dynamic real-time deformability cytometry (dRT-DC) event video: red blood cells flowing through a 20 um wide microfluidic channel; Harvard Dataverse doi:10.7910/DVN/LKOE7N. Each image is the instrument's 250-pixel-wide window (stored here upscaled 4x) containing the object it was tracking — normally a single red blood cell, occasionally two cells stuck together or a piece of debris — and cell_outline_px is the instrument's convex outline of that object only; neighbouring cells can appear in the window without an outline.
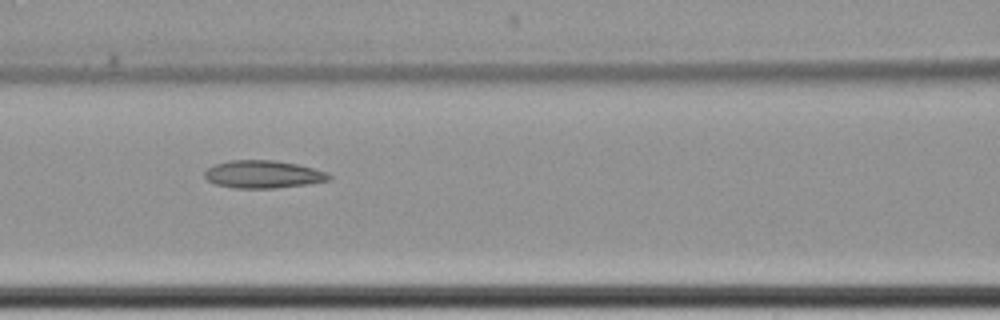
{"species": "common noctule bat (a hibernating species)", "species_latin": "Nyctalus noctula", "temperature_condition": "cold", "stored_images_in_passage": 10, "camera_frame_rate_fps": 3000, "um_per_image_px": 0.085, "animal": {"sex": "female", "body_mass_g": 22.7, "forearm_length_mm": 54.2}, "frame": {"image": 1, "passage_image": 9, "time_ms": 9.333, "image_size_px": [1000, 320], "cell_outline_px": [[332, 180], [308, 184], [276, 188], [236, 188], [216, 184], [208, 180], [204, 176], [204, 172], [208, 168], [216, 164], [228, 160], [272, 160], [296, 164], [328, 172], [332, 176]], "centroid_in_image_um": [22.39, 14.82], "position_along_channel_um": 144.2, "area_um2": 20.06}}
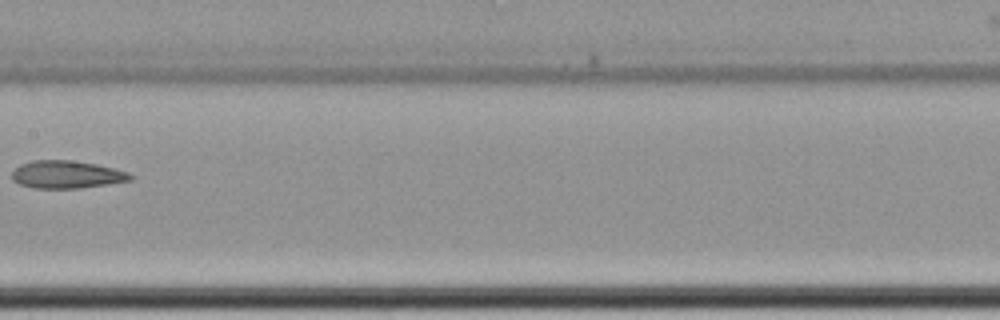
{"frame": {"image": 2, "passage_image": 10, "time_ms": 11.0, "image_size_px": [1000, 320], "cell_outline_px": [[132, 180], [108, 184], [80, 188], [32, 188], [20, 184], [12, 180], [12, 172], [20, 164], [32, 160], [72, 160], [96, 164], [128, 172], [132, 176]], "centroid_in_image_um": [5.64, 14.83], "position_along_channel_um": 201.8, "area_um2": 19.07}}